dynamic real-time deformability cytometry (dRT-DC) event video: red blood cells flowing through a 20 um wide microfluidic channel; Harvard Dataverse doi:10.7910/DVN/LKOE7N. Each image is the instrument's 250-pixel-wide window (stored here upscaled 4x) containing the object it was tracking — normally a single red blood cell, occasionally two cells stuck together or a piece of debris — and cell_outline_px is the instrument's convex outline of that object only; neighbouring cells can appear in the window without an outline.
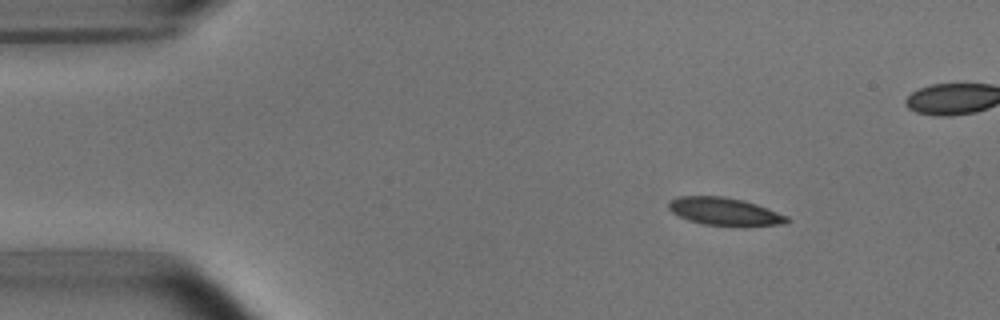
{"species": "common noctule bat (a hibernating species)", "species_latin": "Nyctalus noctula", "temperature_condition": "room temperature", "stored_images_in_passage": 47, "camera_frame_rate_fps": 3000, "um_per_image_px": 0.085, "animal": {"sex": "male", "body_mass_g": 15.6}, "frame": {"image": 1, "passage_image": 1, "time_ms": 0.0, "image_size_px": [1000, 320], "cell_outline_px": [[792, 220], [784, 224], [744, 228], [704, 224], [688, 220], [672, 212], [668, 208], [668, 204], [672, 200], [680, 196], [724, 196], [744, 200], [756, 204], [788, 216]], "centroid_in_image_um": [61.67, 18.01], "position_along_channel_um": 23.3, "area_um2": 19.59}}
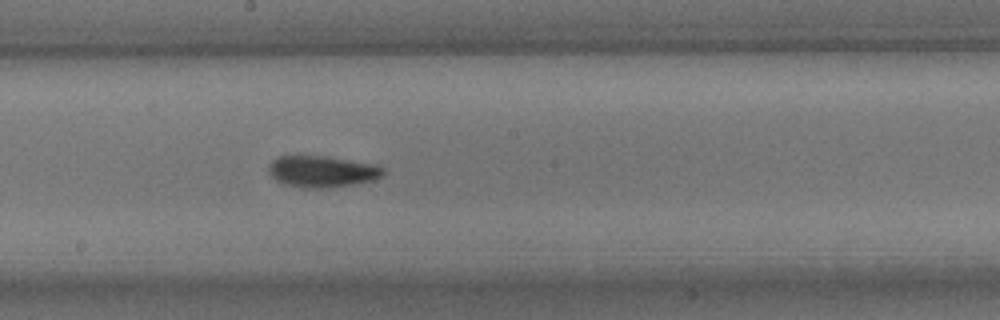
{"frame": {"image": 2, "passage_image": 22, "time_ms": 7.0, "image_size_px": [1000, 320], "cell_outline_px": [[388, 172], [384, 176], [372, 180], [352, 184], [328, 188], [304, 188], [284, 184], [276, 180], [268, 172], [268, 164], [276, 156], [324, 156], [376, 164], [384, 168]], "centroid_in_image_um": [27.39, 14.57], "position_along_channel_um": 220.8, "area_um2": 21.21}}
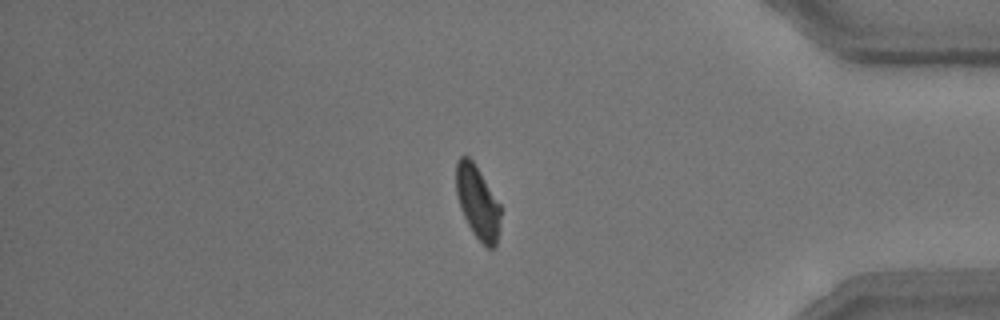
{"frame": {"image": 3, "passage_image": 38, "time_ms": 12.333, "image_size_px": [1000, 320], "cell_outline_px": [[504, 208], [496, 244], [492, 248], [488, 248], [472, 232], [460, 208], [456, 192], [456, 160], [460, 156], [468, 156], [472, 160]], "centroid_in_image_um": [40.63, 17.18], "position_along_channel_um": 394.6, "area_um2": 19.25}, "authors_computed_cell_mechanics": {"area_um2": 20.1722, "velocity_mm_per_s": 3.8102, "shape_relaxation_time_tau1_ms": 3.0939, "shape_relaxation_time_tau2_ms": 1.7889, "deformation_change_tau1": 0.1395, "deformation_change_tau2": 0.0724}}